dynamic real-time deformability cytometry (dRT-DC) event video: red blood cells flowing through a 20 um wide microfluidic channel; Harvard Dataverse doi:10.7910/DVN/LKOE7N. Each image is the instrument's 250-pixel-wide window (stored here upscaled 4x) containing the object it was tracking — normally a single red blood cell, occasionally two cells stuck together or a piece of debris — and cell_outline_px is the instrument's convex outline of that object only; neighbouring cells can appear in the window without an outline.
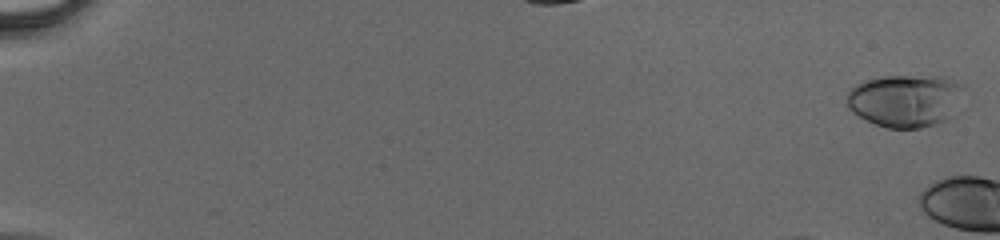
{"species": "human", "species_latin": "Homo sapiens", "temperature_condition": "cold", "stored_images_in_passage": 4, "camera_frame_rate_fps": 3000, "um_per_image_px": 0.085, "donor": {"sex": "male"}, "frame": {"image": 1, "passage_image": 1, "time_ms": 0.0, "image_size_px": [1000, 240], "cell_outline_px": [[968, 108], [956, 116], [948, 120], [936, 124], [920, 128], [884, 128], [852, 112], [844, 104], [844, 96], [848, 88], [856, 84], [868, 80], [884, 76], [948, 76], [964, 84]], "centroid_in_image_um": [77.12, 8.55], "position_along_channel_um": 7.9, "area_um2": 38.03}}